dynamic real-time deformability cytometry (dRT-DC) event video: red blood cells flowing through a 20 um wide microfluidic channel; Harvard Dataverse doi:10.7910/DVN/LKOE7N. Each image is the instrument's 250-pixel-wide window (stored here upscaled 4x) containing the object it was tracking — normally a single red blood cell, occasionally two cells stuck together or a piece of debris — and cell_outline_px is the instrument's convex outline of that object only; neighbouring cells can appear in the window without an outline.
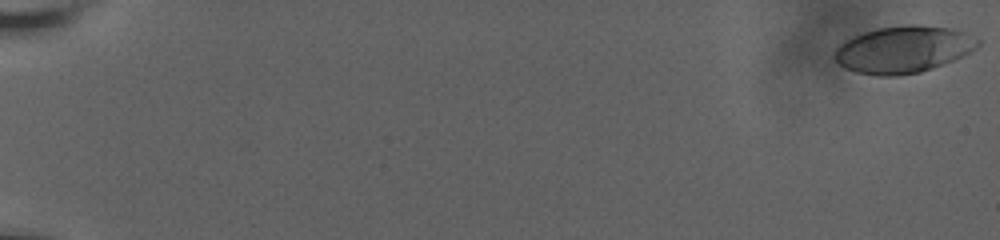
{"species": "human", "species_latin": "Homo sapiens", "temperature_condition": "room temperature", "stored_images_in_passage": 61, "camera_frame_rate_fps": 3000, "um_per_image_px": 0.085, "donor": {"sex": "male"}, "frame": {"image": 1, "passage_image": 1, "time_ms": 0.0, "image_size_px": [1000, 240], "cell_outline_px": [[980, 44], [976, 48], [944, 64], [920, 72], [896, 76], [876, 76], [856, 72], [844, 68], [836, 60], [836, 48], [840, 44], [852, 36], [876, 28], [908, 24], [920, 24], [952, 28], [964, 32], [980, 40]], "centroid_in_image_um": [76.78, 4.19], "position_along_channel_um": 8.2, "area_um2": 39.13}}
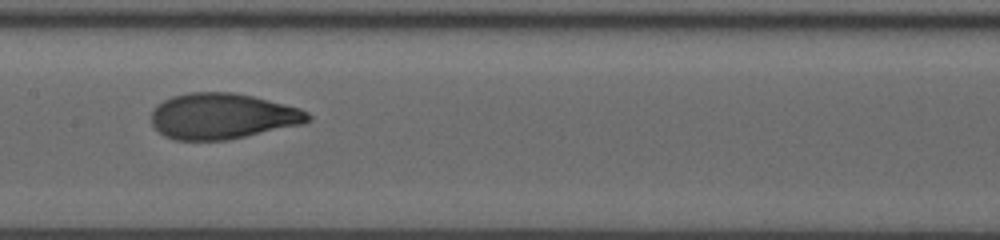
{"frame": {"image": 2, "passage_image": 34, "time_ms": 11.0, "image_size_px": [1000, 240], "cell_outline_px": [[312, 120], [304, 124], [228, 140], [176, 140], [164, 136], [152, 124], [152, 112], [156, 104], [172, 96], [188, 92], [232, 92], [252, 96], [300, 108], [308, 112], [312, 116]], "centroid_in_image_um": [18.92, 9.88], "position_along_channel_um": 188.5, "area_um2": 41.96}}
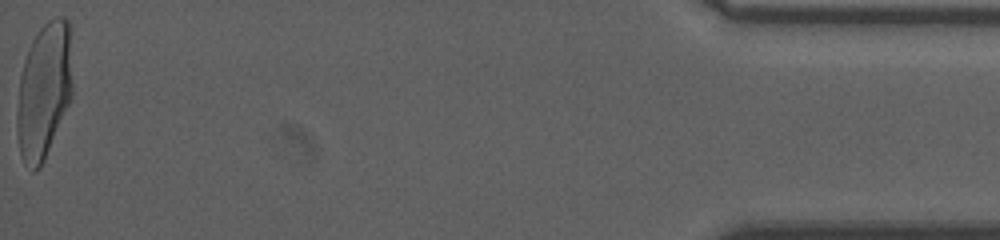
{"frame": {"image": 3, "passage_image": 61, "time_ms": 20.0, "image_size_px": [1000, 240], "cell_outline_px": [[72, 96], [44, 160], [40, 168], [32, 172], [24, 164], [20, 156], [16, 132], [16, 112], [20, 76], [24, 60], [32, 40], [36, 32], [48, 20], [56, 16], [64, 16], [68, 20], [72, 84]], "centroid_in_image_um": [3.71, 7.74], "position_along_channel_um": 431.5, "area_um2": 44.1}, "authors_computed_cell_mechanics": {"area_um2": 41.038, "velocity_mm_per_s": 3.6604, "shape_relaxation_time_tau1_ms": 5.8546, "shape_relaxation_time_tau2_ms": null, "deformation_change_tau1": 0.2264, "deformation_change_tau2": null}}